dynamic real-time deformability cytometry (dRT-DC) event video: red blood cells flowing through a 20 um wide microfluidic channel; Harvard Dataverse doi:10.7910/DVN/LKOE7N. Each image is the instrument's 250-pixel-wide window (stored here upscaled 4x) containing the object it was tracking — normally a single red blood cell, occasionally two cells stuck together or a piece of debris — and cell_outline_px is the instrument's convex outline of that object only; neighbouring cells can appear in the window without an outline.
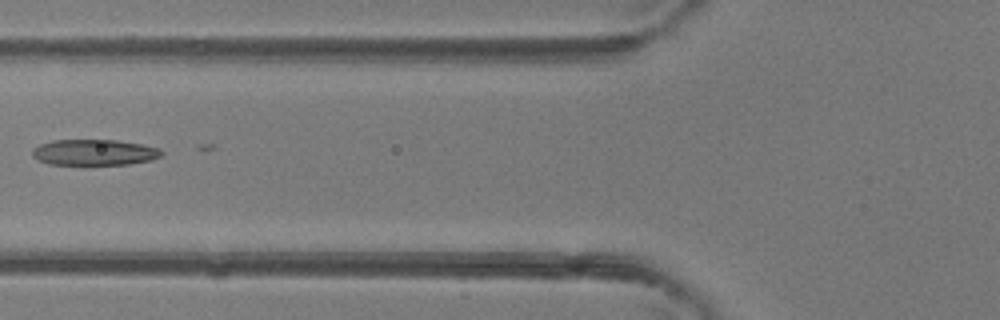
{"species": "common noctule bat (a hibernating species)", "species_latin": "Nyctalus noctula", "temperature_condition": "room temperature", "stored_images_in_passage": 22, "camera_frame_rate_fps": 3000, "um_per_image_px": 0.085, "animal": {"sex": "female"}, "frame": {"image": 1, "passage_image": 14, "time_ms": 4.333, "image_size_px": [1000, 320], "cell_outline_px": [[164, 152], [160, 156], [152, 160], [128, 164], [84, 168], [48, 164], [32, 156], [32, 148], [40, 144], [52, 140], [116, 140], [140, 144], [160, 148]], "centroid_in_image_um": [7.98, 13.01], "position_along_channel_um": 117.8, "area_um2": 20.58}}
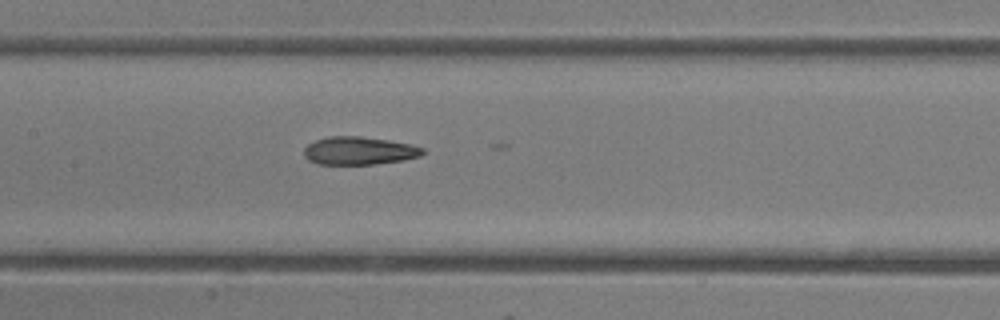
{"frame": {"image": 2, "passage_image": 18, "time_ms": 5.667, "image_size_px": [1000, 320], "cell_outline_px": [[424, 152], [420, 156], [404, 160], [372, 164], [316, 164], [308, 160], [304, 156], [304, 148], [308, 144], [316, 140], [328, 136], [360, 136], [388, 140], [412, 144], [424, 148]], "centroid_in_image_um": [30.51, 12.81], "position_along_channel_um": 176.9, "area_um2": 19.42}}